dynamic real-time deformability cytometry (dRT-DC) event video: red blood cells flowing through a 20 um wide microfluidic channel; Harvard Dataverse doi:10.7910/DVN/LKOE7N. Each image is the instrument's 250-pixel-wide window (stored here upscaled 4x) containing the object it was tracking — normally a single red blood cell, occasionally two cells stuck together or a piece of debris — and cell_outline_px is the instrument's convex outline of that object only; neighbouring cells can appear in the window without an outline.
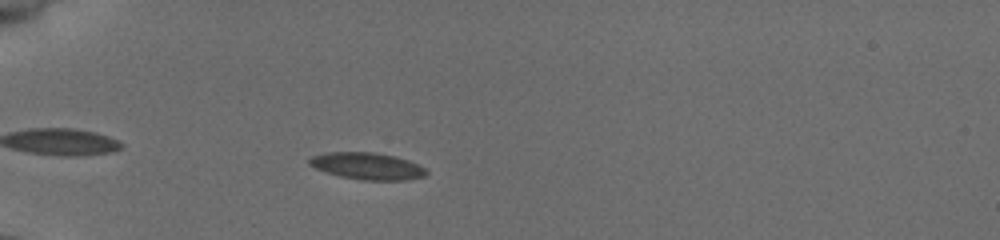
{"species": "common noctule bat (a hibernating species)", "species_latin": "Nyctalus noctula", "temperature_condition": "cold", "stored_images_in_passage": 35, "camera_frame_rate_fps": 3000, "um_per_image_px": 0.085, "animal": {"sex": "female", "body_mass_g": 19.5, "forearm_length_mm": 54.1}, "frame": {"image": 1, "passage_image": 6, "time_ms": 1.667, "image_size_px": [1000, 240], "cell_outline_px": [[428, 172], [424, 176], [408, 180], [364, 180], [340, 176], [316, 168], [308, 164], [308, 160], [312, 156], [328, 152], [372, 152], [396, 156], [408, 160], [424, 168]], "centroid_in_image_um": [31.22, 14.11], "position_along_channel_um": 53.8, "area_um2": 18.15}}
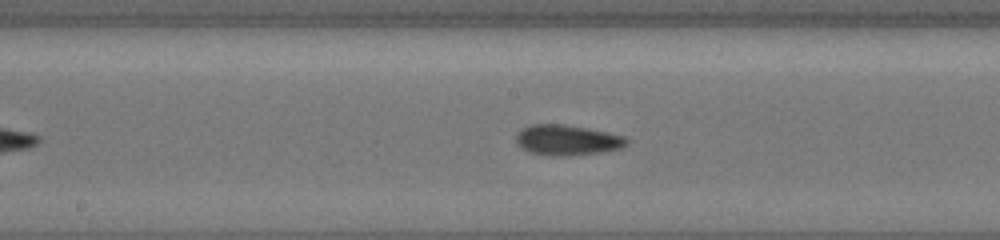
{"frame": {"image": 2, "passage_image": 19, "time_ms": 6.0, "image_size_px": [1000, 240], "cell_outline_px": [[628, 144], [620, 148], [600, 152], [568, 156], [548, 156], [528, 152], [520, 148], [516, 144], [516, 136], [520, 128], [532, 124], [564, 124], [588, 128], [608, 132], [624, 136], [628, 140]], "centroid_in_image_um": [48.16, 11.91], "position_along_channel_um": 200.0, "area_um2": 19.88}}
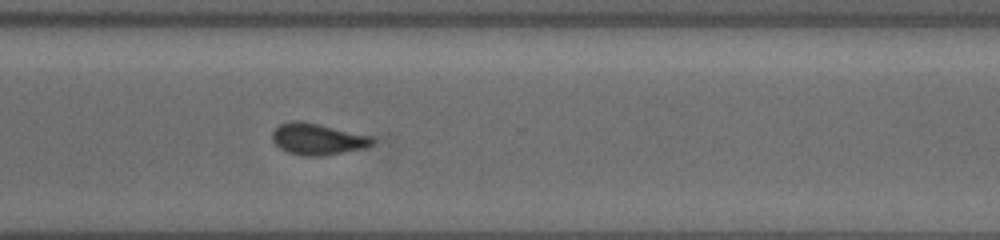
{"frame": {"image": 3, "passage_image": 30, "time_ms": 9.667, "image_size_px": [1000, 240], "cell_outline_px": [[376, 140], [372, 144], [364, 148], [320, 156], [304, 156], [288, 152], [280, 148], [272, 140], [272, 132], [280, 124], [292, 120], [300, 120], [320, 124], [372, 136]], "centroid_in_image_um": [26.99, 11.81], "position_along_channel_um": 343.6, "area_um2": 18.32}, "authors_computed_cell_mechanics": {"area_um2": 18.3226, "velocity_mm_per_s": 3.9296, "shape_relaxation_time_tau1_ms": 8.3005, "shape_relaxation_time_tau2_ms": 2.4599, "deformation_change_tau1": 0.1403, "deformation_change_tau2": 0.0622}}